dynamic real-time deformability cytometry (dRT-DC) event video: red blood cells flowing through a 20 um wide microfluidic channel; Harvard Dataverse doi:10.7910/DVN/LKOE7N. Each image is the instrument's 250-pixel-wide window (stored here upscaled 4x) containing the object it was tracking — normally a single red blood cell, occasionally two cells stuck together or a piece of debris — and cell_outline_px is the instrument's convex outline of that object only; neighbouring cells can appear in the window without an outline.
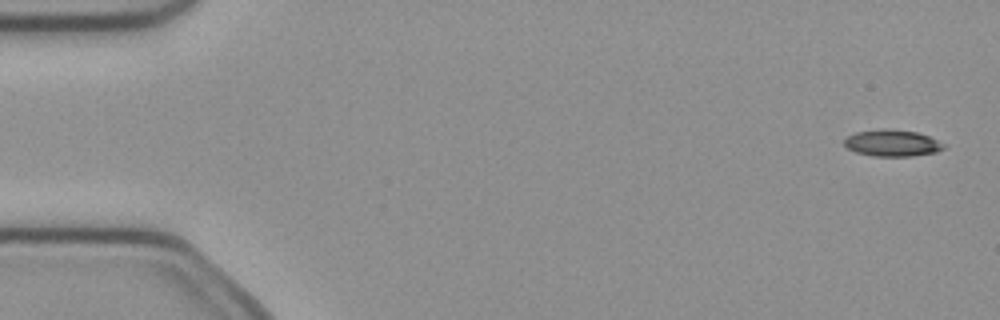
{"species": "common noctule bat (a hibernating species)", "species_latin": "Nyctalus noctula", "temperature_condition": "cold", "stored_images_in_passage": 5, "camera_frame_rate_fps": 3000, "um_per_image_px": 0.085, "animal": {"sex": "female", "body_mass_g": 21.9}, "frame": {"image": 1, "passage_image": 1, "time_ms": 0.0, "image_size_px": [1000, 320], "cell_outline_px": [[948, 144], [944, 148], [936, 152], [912, 156], [872, 156], [856, 152], [848, 148], [844, 144], [844, 140], [848, 136], [856, 132], [884, 128], [892, 128], [916, 132], [928, 136]], "centroid_in_image_um": [75.87, 12.15], "position_along_channel_um": 9.1, "area_um2": 15.55}}